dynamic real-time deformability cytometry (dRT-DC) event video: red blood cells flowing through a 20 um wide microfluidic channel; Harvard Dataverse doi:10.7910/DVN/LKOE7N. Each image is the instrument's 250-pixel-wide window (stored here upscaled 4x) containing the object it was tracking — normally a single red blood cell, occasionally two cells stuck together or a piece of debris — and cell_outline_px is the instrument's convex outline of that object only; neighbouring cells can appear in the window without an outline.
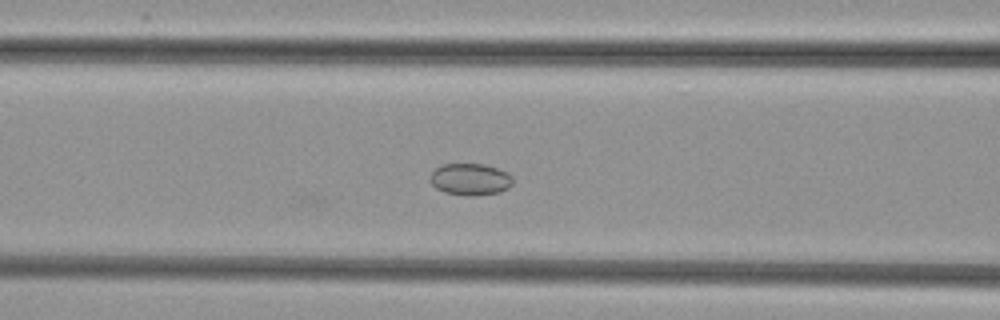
{"species": "common noctule bat (a hibernating species)", "species_latin": "Nyctalus noctula", "temperature_condition": "cold", "stored_images_in_passage": 16, "camera_frame_rate_fps": 3000, "um_per_image_px": 0.085, "animal": {"sex": "female", "body_mass_g": 29.2, "forearm_length_mm": 56.3}, "frame": {"image": 1, "passage_image": 7, "time_ms": 2.0, "image_size_px": [1000, 320], "cell_outline_px": [[512, 184], [508, 188], [500, 192], [476, 196], [468, 196], [444, 192], [436, 188], [428, 180], [432, 172], [436, 168], [444, 164], [484, 164], [508, 172], [512, 176]], "centroid_in_image_um": [39.97, 15.25], "position_along_channel_um": 126.6, "area_um2": 15.43}}
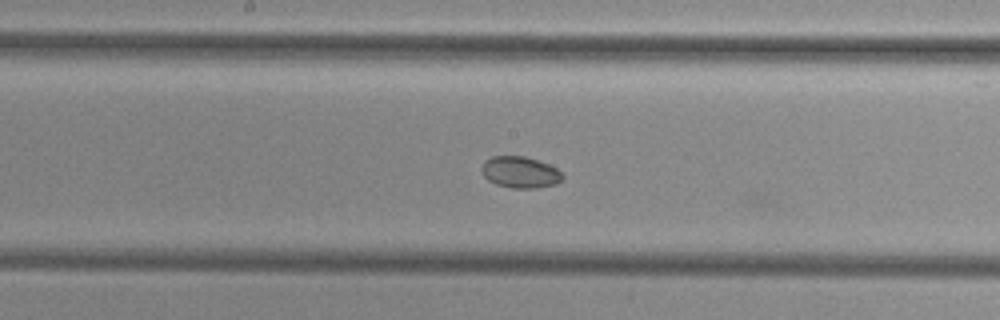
{"frame": {"image": 2, "passage_image": 13, "time_ms": 4.0, "image_size_px": [1000, 320], "cell_outline_px": [[564, 176], [556, 184], [536, 188], [512, 188], [496, 184], [488, 180], [484, 176], [480, 168], [484, 160], [492, 156], [524, 156], [548, 164], [556, 168]], "centroid_in_image_um": [44.18, 14.64], "position_along_channel_um": 204.0, "area_um2": 14.8}}
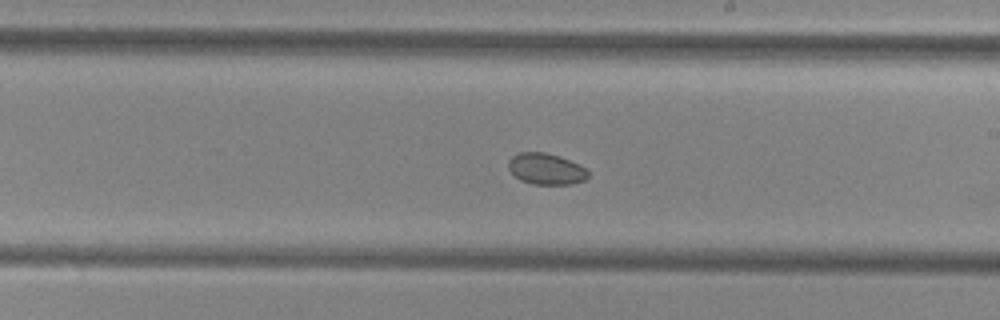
{"frame": {"image": 3, "passage_image": 16, "time_ms": 5.0, "image_size_px": [1000, 320], "cell_outline_px": [[588, 176], [584, 180], [572, 184], [532, 184], [520, 180], [508, 168], [508, 160], [512, 156], [520, 152], [544, 152], [580, 164], [588, 172]], "centroid_in_image_um": [46.39, 14.36], "position_along_channel_um": 242.6, "area_um2": 14.33}}